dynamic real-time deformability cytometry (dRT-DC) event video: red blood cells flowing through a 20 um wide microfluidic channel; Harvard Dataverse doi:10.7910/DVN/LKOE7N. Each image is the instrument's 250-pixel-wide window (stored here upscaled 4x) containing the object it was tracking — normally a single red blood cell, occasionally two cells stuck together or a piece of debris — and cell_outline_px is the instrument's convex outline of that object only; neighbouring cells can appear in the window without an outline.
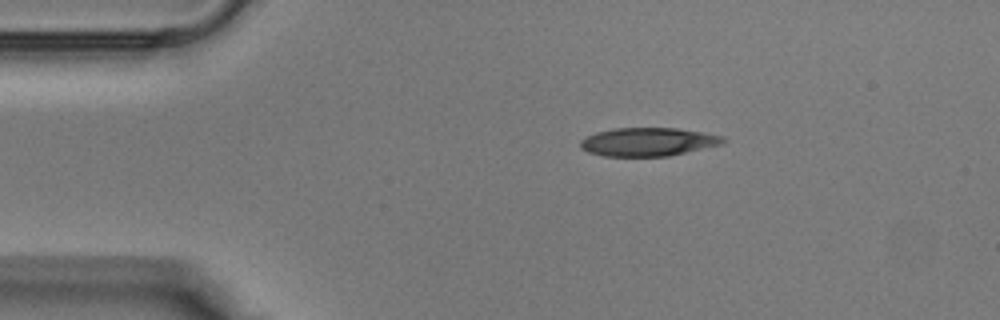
{"species": "Egyptian fruit bat (a non-hibernating species)", "species_latin": "Rousettus aegyptiacus", "temperature_condition": "warm", "stored_images_in_passage": 32, "camera_frame_rate_fps": 3000, "um_per_image_px": 0.085, "animal": {"sex": "male"}, "frame": {"image": 1, "passage_image": 1, "time_ms": 0.0, "image_size_px": [1000, 320], "cell_outline_px": [[728, 140], [720, 144], [668, 156], [604, 156], [588, 152], [580, 148], [580, 140], [596, 132], [612, 128], [676, 128], [724, 136]], "centroid_in_image_um": [55.05, 12.05], "position_along_channel_um": 30.0, "area_um2": 23.47}}
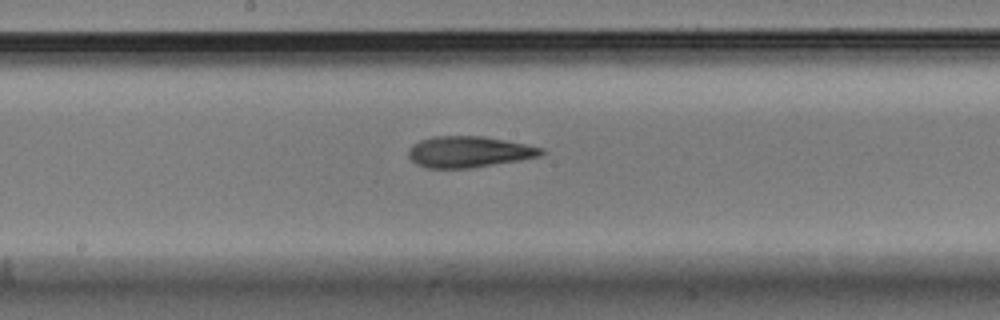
{"frame": {"image": 2, "passage_image": 14, "time_ms": 4.333, "image_size_px": [1000, 320], "cell_outline_px": [[548, 152], [544, 156], [472, 168], [424, 168], [416, 164], [408, 156], [408, 152], [412, 144], [420, 140], [432, 136], [484, 136], [544, 148]], "centroid_in_image_um": [39.89, 12.91], "position_along_channel_um": 208.3, "area_um2": 24.39}}
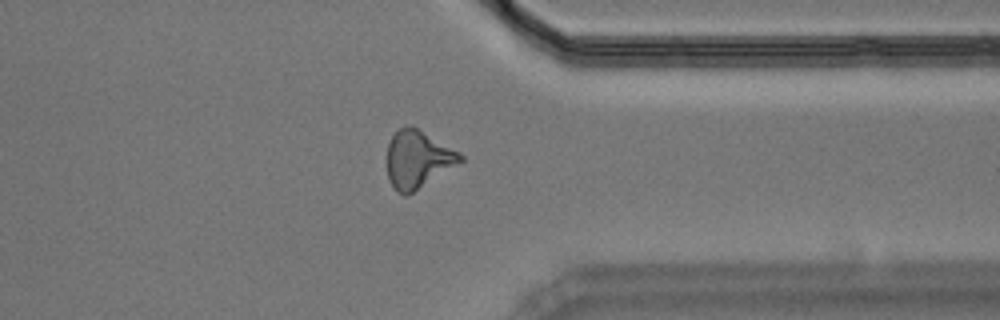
{"frame": {"image": 3, "passage_image": 24, "time_ms": 7.667, "image_size_px": [1000, 320], "cell_outline_px": [[464, 160], [408, 196], [404, 196], [396, 192], [392, 188], [388, 180], [388, 144], [392, 136], [400, 128], [416, 128], [460, 152], [464, 156]], "centroid_in_image_um": [35.51, 13.6], "position_along_channel_um": 375.9, "area_um2": 24.28}}